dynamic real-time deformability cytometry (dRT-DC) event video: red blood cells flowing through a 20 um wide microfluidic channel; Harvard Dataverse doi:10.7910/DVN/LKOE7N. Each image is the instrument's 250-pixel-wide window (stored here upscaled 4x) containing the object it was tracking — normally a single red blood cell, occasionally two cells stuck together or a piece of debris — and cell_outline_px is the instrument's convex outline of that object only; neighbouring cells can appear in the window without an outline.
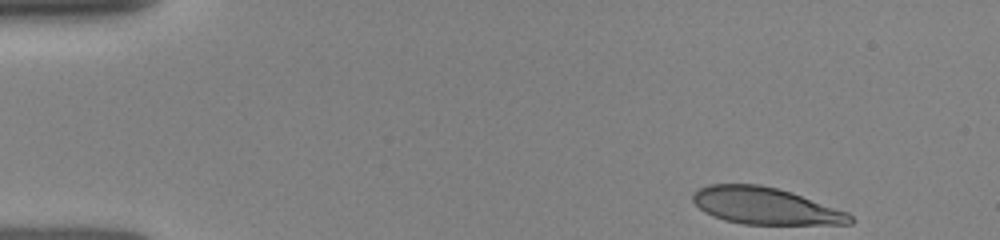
{"species": "human", "species_latin": "Homo sapiens", "temperature_condition": "room temperature", "stored_images_in_passage": 22, "camera_frame_rate_fps": 3000, "um_per_image_px": 0.085, "donor": {"sex": "female"}, "frame": {"image": 1, "passage_image": 1, "time_ms": 0.0, "image_size_px": [1000, 240], "cell_outline_px": [[856, 220], [852, 224], [744, 224], [724, 220], [712, 216], [704, 212], [692, 200], [692, 192], [708, 184], [760, 184], [792, 192], [848, 212]], "centroid_in_image_um": [65.05, 17.5], "position_along_channel_um": 19.9, "area_um2": 33.87}}
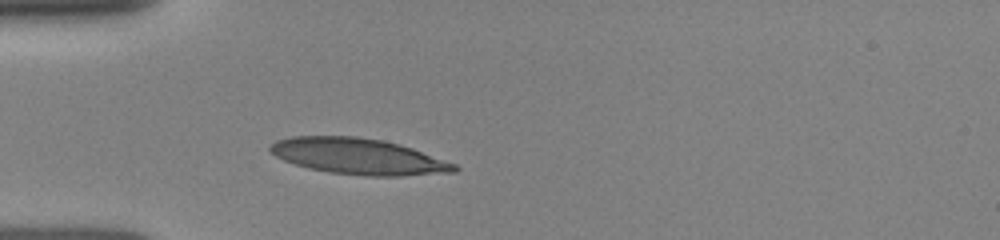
{"frame": {"image": 2, "passage_image": 19, "time_ms": 3.0, "image_size_px": [1000, 240], "cell_outline_px": [[460, 168], [456, 172], [400, 176], [368, 176], [328, 172], [308, 168], [284, 160], [268, 152], [268, 148], [276, 140], [292, 136], [356, 136], [380, 140], [400, 144], [412, 148], [456, 164]], "centroid_in_image_um": [30.46, 13.29], "position_along_channel_um": 54.5, "area_um2": 38.67}}